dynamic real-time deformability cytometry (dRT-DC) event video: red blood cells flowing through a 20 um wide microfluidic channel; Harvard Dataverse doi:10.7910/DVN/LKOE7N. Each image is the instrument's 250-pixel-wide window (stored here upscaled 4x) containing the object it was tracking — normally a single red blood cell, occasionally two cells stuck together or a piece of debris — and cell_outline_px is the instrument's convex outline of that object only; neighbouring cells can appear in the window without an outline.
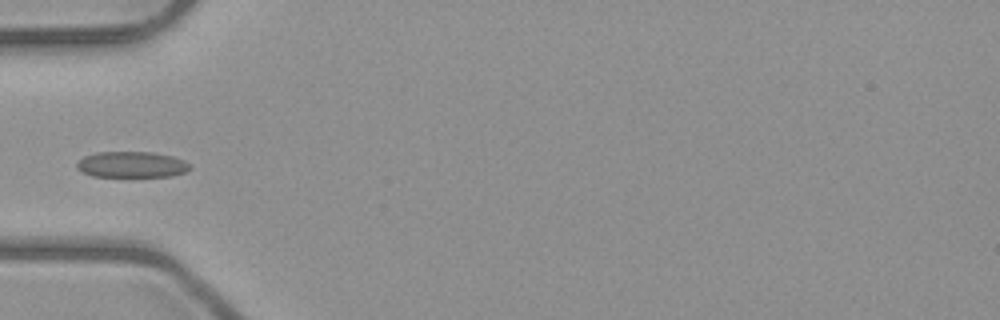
{"species": "common noctule bat (a hibernating species)", "species_latin": "Nyctalus noctula", "temperature_condition": "room temperature", "stored_images_in_passage": 6, "camera_frame_rate_fps": 3000, "um_per_image_px": 0.085, "animal": {"sex": "male", "body_mass_g": 23.1, "forearm_length_mm": 52.7}, "frame": {"image": 1, "passage_image": 5, "time_ms": 4.667, "image_size_px": [1000, 320], "cell_outline_px": [[192, 168], [184, 172], [172, 176], [92, 176], [76, 168], [76, 160], [84, 156], [96, 152], [152, 152], [172, 156], [184, 160]], "centroid_in_image_um": [11.16, 13.98], "position_along_channel_um": 73.8, "area_um2": 17.11}}
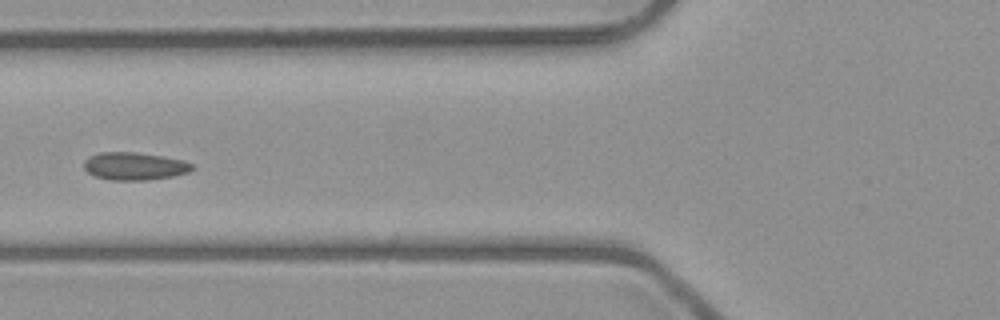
{"frame": {"image": 2, "passage_image": 6, "time_ms": 5.667, "image_size_px": [1000, 320], "cell_outline_px": [[196, 168], [188, 172], [172, 176], [148, 180], [108, 180], [96, 176], [88, 172], [84, 168], [84, 160], [88, 156], [100, 152], [136, 152], [184, 160], [196, 164]], "centroid_in_image_um": [11.45, 14.12], "position_along_channel_um": 114.3, "area_um2": 17.63}}